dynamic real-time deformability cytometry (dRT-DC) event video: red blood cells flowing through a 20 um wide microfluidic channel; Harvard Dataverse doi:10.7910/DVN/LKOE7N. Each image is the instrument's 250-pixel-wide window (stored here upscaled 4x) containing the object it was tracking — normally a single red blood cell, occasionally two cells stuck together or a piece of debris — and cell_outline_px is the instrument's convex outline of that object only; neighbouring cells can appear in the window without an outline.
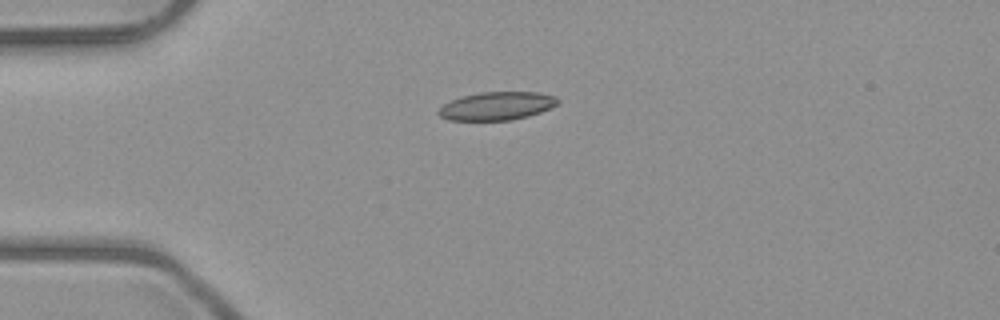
{"species": "common noctule bat (a hibernating species)", "species_latin": "Nyctalus noctula", "temperature_condition": "room temperature", "stored_images_in_passage": 3, "camera_frame_rate_fps": 3000, "um_per_image_px": 0.085, "animal": {"sex": "male", "body_mass_g": 23.1, "forearm_length_mm": 52.7}, "frame": {"image": 1, "passage_image": 1, "time_ms": 0.0, "image_size_px": [1000, 320], "cell_outline_px": [[560, 100], [556, 104], [540, 112], [528, 116], [512, 120], [448, 120], [440, 116], [436, 112], [444, 104], [452, 100], [464, 96], [480, 92], [540, 92], [556, 96]], "centroid_in_image_um": [42.24, 9.0], "position_along_channel_um": 42.8, "area_um2": 19.48}}
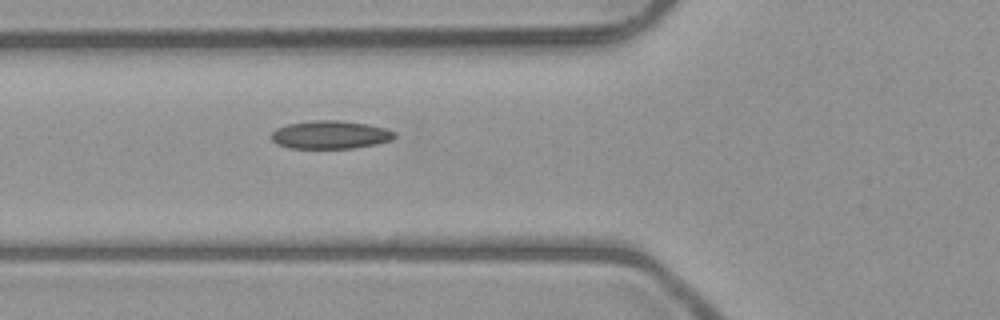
{"frame": {"image": 2, "passage_image": 3, "time_ms": 2.0, "image_size_px": [1000, 320], "cell_outline_px": [[396, 136], [392, 140], [376, 144], [352, 148], [288, 148], [276, 144], [272, 140], [272, 132], [276, 128], [288, 124], [312, 120], [340, 120], [368, 124], [384, 128], [396, 132]], "centroid_in_image_um": [28.07, 11.45], "position_along_channel_um": 97.7, "area_um2": 20.29}}